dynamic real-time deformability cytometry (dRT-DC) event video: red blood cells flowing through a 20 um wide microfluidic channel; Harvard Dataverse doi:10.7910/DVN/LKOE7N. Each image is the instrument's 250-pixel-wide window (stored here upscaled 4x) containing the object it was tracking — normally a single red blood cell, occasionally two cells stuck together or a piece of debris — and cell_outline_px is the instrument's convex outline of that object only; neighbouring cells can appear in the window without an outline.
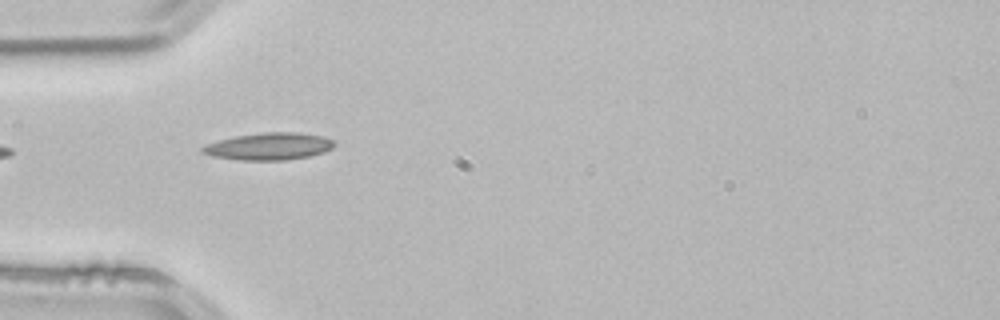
{"species": "common noctule bat (a hibernating species)", "species_latin": "Nyctalus noctula", "temperature_condition": "room temperature", "stored_images_in_passage": 3, "camera_frame_rate_fps": 3000, "um_per_image_px": 0.085, "animal": {"sex": "male", "body_mass_g": 21.5, "forearm_length_mm": 52.0}, "frame": {"image": 1, "passage_image": 3, "time_ms": 0.667, "image_size_px": [1000, 320], "cell_outline_px": [[336, 144], [332, 148], [324, 152], [308, 156], [288, 160], [240, 160], [212, 156], [200, 152], [200, 148], [208, 144], [220, 140], [236, 136], [264, 132], [296, 132], [324, 136], [332, 140]], "centroid_in_image_um": [22.88, 12.44], "position_along_channel_um": 62.1, "area_um2": 20.81}}